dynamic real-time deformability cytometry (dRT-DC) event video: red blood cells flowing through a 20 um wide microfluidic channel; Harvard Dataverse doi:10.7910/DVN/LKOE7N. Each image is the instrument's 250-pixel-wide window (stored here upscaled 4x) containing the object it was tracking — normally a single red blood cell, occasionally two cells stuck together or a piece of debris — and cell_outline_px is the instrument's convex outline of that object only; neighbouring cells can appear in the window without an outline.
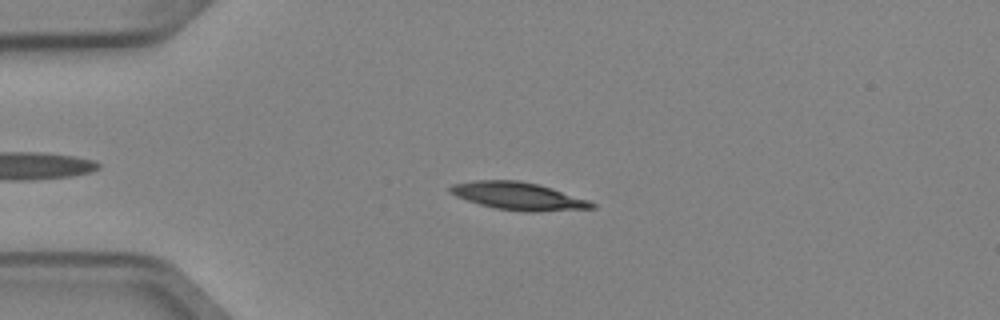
{"species": "Egyptian fruit bat (a non-hibernating species)", "species_latin": "Rousettus aegyptiacus", "temperature_condition": "cold", "stored_images_in_passage": 50, "camera_frame_rate_fps": 3000, "um_per_image_px": 0.085, "animal": {"sex": "female"}, "frame": {"image": 1, "passage_image": 11, "time_ms": 3.333, "image_size_px": [1000, 320], "cell_outline_px": [[596, 208], [536, 212], [524, 212], [496, 208], [480, 204], [456, 196], [448, 192], [448, 188], [452, 184], [476, 180], [520, 180], [540, 184], [588, 200], [596, 204]], "centroid_in_image_um": [44.06, 16.66], "position_along_channel_um": 40.9, "area_um2": 22.89}}
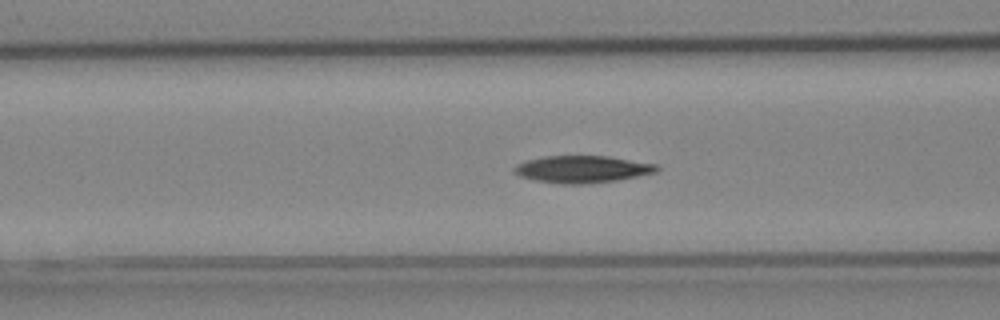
{"frame": {"image": 2, "passage_image": 19, "time_ms": 6.0, "image_size_px": [1000, 320], "cell_outline_px": [[660, 168], [656, 172], [616, 180], [580, 184], [560, 184], [532, 180], [520, 176], [512, 172], [512, 168], [516, 164], [524, 160], [544, 156], [608, 156], [656, 164]], "centroid_in_image_um": [49.41, 14.38], "position_along_channel_um": 117.2, "area_um2": 22.6}}
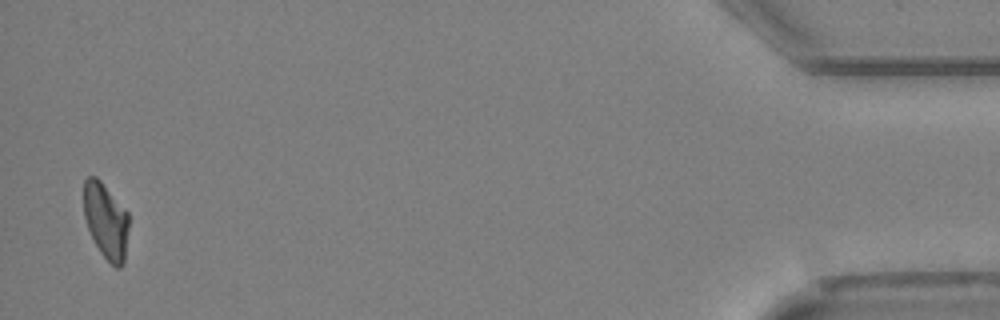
{"frame": {"image": 3, "passage_image": 49, "time_ms": 16.0, "image_size_px": [1000, 320], "cell_outline_px": [[128, 228], [124, 264], [120, 268], [116, 268], [100, 252], [88, 228], [84, 216], [84, 180], [88, 176], [96, 176], [100, 180], [128, 212]], "centroid_in_image_um": [9.0, 18.76], "position_along_channel_um": 426.2, "area_um2": 19.71}, "authors_computed_cell_mechanics": {"area_um2": 21.5305, "velocity_mm_per_s": 3.9574, "shape_relaxation_time_tau1_ms": 10.2476, "shape_relaxation_time_tau2_ms": null, "deformation_change_tau1": 0.2132, "deformation_change_tau2": null}}